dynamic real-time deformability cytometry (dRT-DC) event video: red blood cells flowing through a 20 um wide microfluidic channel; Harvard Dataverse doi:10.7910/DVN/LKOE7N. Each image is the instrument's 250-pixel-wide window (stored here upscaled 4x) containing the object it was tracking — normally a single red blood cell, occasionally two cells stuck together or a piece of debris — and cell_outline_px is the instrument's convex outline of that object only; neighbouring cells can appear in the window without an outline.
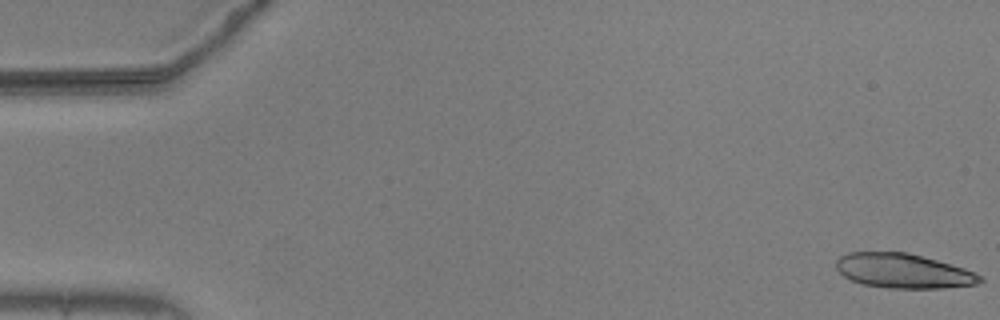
{"species": "common noctule bat (a hibernating species)", "species_latin": "Nyctalus noctula", "temperature_condition": "warm", "stored_images_in_passage": 56, "camera_frame_rate_fps": 3000, "um_per_image_px": 0.085, "animal": {"sex": "male", "body_mass_g": 20.5, "forearm_length_mm": 52.5}, "frame": {"image": 1, "passage_image": 1, "time_ms": 0.0, "image_size_px": [1000, 320], "cell_outline_px": [[984, 280], [980, 284], [944, 288], [888, 288], [864, 284], [852, 280], [844, 276], [836, 268], [836, 260], [840, 256], [848, 252], [908, 252], [964, 268], [984, 276]], "centroid_in_image_um": [76.82, 23.03], "position_along_channel_um": 8.2, "area_um2": 29.02}}
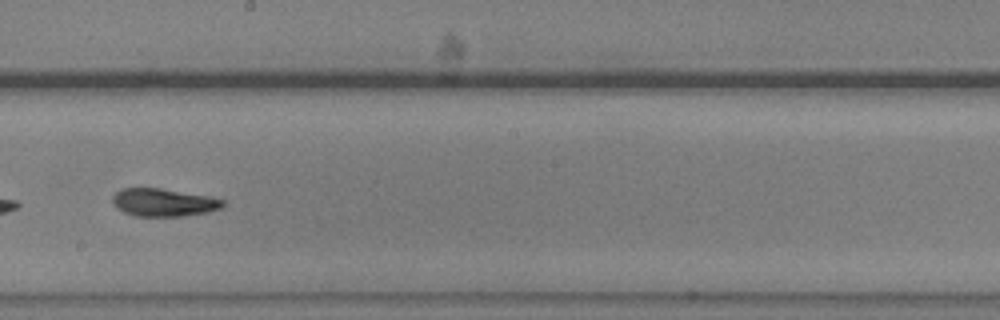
{"frame": {"image": 2, "passage_image": 32, "time_ms": 10.333, "image_size_px": [1000, 320], "cell_outline_px": [[224, 204], [220, 208], [208, 212], [180, 216], [132, 216], [116, 208], [112, 204], [112, 196], [120, 188], [160, 188], [208, 196], [224, 200]], "centroid_in_image_um": [13.84, 17.21], "position_along_channel_um": 234.4, "area_um2": 17.92}}
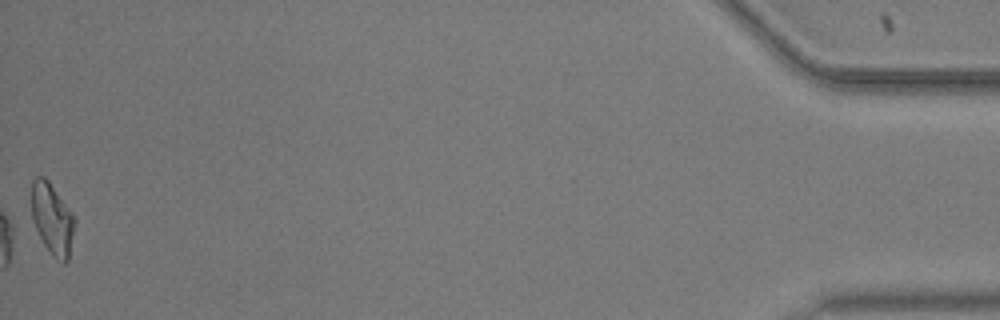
{"frame": {"image": 3, "passage_image": 56, "time_ms": 18.333, "image_size_px": [1000, 320], "cell_outline_px": [[76, 220], [68, 260], [64, 264], [60, 264], [52, 256], [44, 244], [32, 220], [32, 180], [36, 176], [44, 176], [48, 180], [76, 216]], "centroid_in_image_um": [4.47, 18.62], "position_along_channel_um": 430.7, "area_um2": 18.15}, "authors_computed_cell_mechanics": {"area_um2": 18.2648, "velocity_mm_per_s": 3.6614, "shape_relaxation_time_tau1_ms": 3.0441, "shape_relaxation_time_tau2_ms": 3.2645, "deformation_change_tau1": 0.1772, "deformation_change_tau2": 0.1241}}